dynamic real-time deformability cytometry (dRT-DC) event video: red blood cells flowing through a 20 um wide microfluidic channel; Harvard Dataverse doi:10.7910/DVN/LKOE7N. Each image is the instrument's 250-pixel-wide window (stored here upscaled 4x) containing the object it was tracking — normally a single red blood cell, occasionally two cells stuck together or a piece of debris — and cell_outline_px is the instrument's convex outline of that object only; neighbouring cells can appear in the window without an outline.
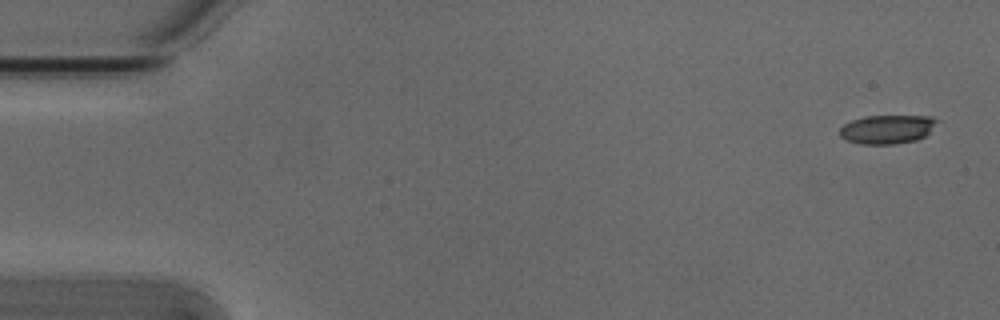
{"species": "Egyptian fruit bat (a non-hibernating species)", "species_latin": "Rousettus aegyptiacus", "temperature_condition": "cold", "stored_images_in_passage": 5, "camera_frame_rate_fps": 3000, "um_per_image_px": 0.085, "animal": {"sex": "male"}, "frame": {"image": 1, "passage_image": 1, "time_ms": 0.0, "image_size_px": [1000, 320], "cell_outline_px": [[940, 120], [924, 136], [916, 140], [892, 144], [860, 144], [848, 140], [840, 136], [840, 128], [844, 124], [852, 120], [864, 116], [932, 116]], "centroid_in_image_um": [75.41, 10.98], "position_along_channel_um": 9.6, "area_um2": 16.24}}
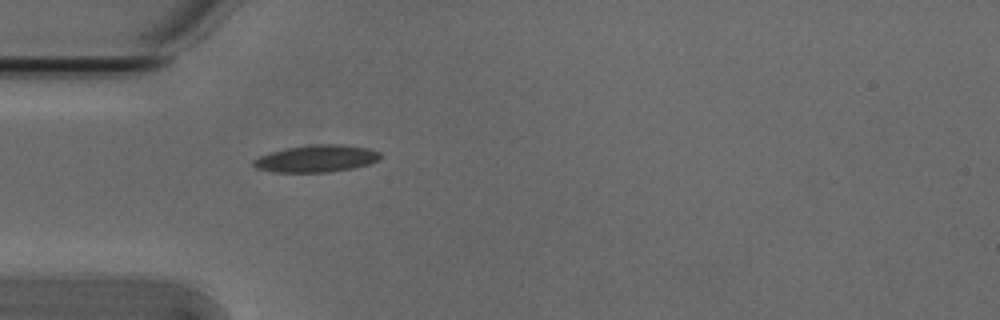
{"frame": {"image": 2, "passage_image": 5, "time_ms": 1.333, "image_size_px": [1000, 320], "cell_outline_px": [[380, 156], [376, 160], [368, 164], [352, 168], [328, 172], [272, 172], [256, 168], [252, 164], [252, 160], [260, 156], [272, 152], [288, 148], [312, 144], [340, 144], [368, 148], [380, 152]], "centroid_in_image_um": [26.87, 13.48], "position_along_channel_um": 58.1, "area_um2": 19.83}}